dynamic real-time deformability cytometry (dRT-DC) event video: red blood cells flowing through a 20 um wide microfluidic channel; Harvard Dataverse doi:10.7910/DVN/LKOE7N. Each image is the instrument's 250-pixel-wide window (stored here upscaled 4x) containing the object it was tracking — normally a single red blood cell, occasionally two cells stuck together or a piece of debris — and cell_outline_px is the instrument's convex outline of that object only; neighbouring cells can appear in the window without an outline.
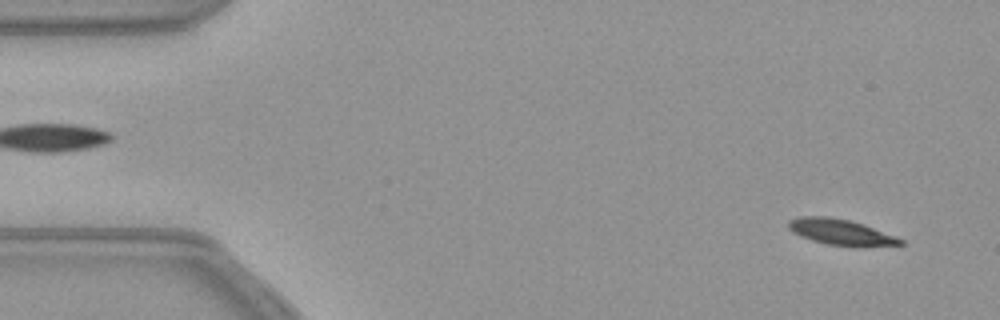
{"species": "common noctule bat (a hibernating species)", "species_latin": "Nyctalus noctula", "temperature_condition": "warm", "stored_images_in_passage": 54, "camera_frame_rate_fps": 3000, "um_per_image_px": 0.085, "animal": {"sex": "female", "body_mass_g": 21.9}, "frame": {"image": 1, "passage_image": 3, "time_ms": 0.667, "image_size_px": [1000, 320], "cell_outline_px": [[904, 244], [864, 248], [860, 248], [828, 244], [812, 240], [800, 236], [792, 232], [788, 228], [788, 220], [800, 216], [828, 216], [852, 220], [896, 236], [904, 240]], "centroid_in_image_um": [71.5, 19.74], "position_along_channel_um": 13.5, "area_um2": 17.28}}
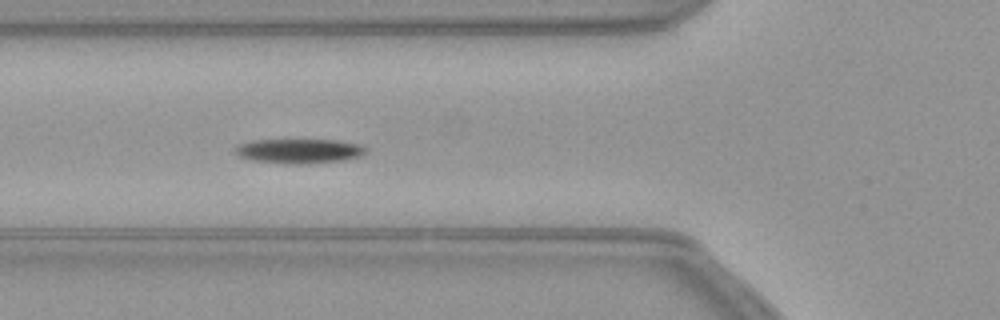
{"frame": {"image": 2, "passage_image": 19, "time_ms": 6.0, "image_size_px": [1000, 320], "cell_outline_px": [[368, 152], [360, 156], [344, 160], [300, 164], [284, 164], [252, 160], [240, 156], [232, 152], [232, 148], [240, 144], [252, 140], [336, 140], [360, 144], [368, 148]], "centroid_in_image_um": [25.42, 12.84], "position_along_channel_um": 100.4, "area_um2": 18.9}}
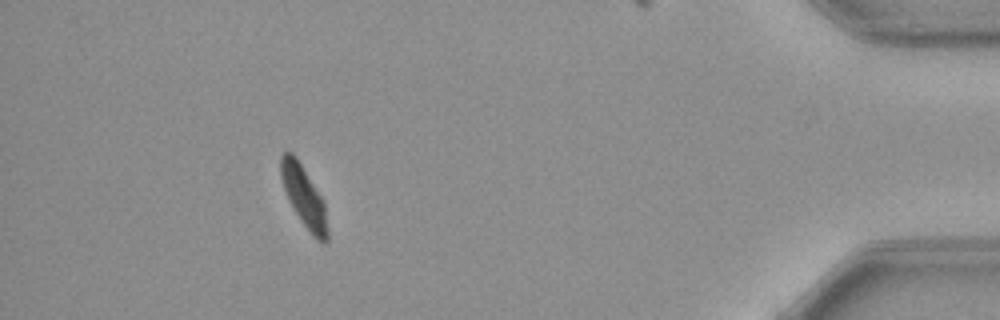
{"frame": {"image": 3, "passage_image": 49, "time_ms": 16.0, "image_size_px": [1000, 320], "cell_outline_px": [[328, 240], [324, 244], [300, 220], [292, 208], [288, 200], [280, 176], [280, 156], [284, 152], [292, 152], [296, 156], [324, 200], [328, 228]], "centroid_in_image_um": [25.82, 16.66], "position_along_channel_um": 409.4, "area_um2": 16.47}}